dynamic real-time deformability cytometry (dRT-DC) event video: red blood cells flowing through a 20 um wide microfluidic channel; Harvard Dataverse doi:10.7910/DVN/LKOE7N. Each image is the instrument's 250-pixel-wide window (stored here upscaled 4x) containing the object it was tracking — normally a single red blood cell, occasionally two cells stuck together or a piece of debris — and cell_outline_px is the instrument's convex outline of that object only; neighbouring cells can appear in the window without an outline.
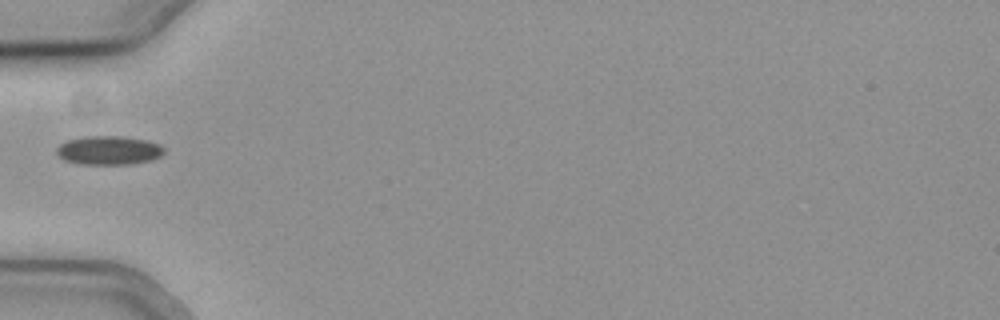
{"species": "common noctule bat (a hibernating species)", "species_latin": "Nyctalus noctula", "temperature_condition": "cold", "stored_images_in_passage": 6, "camera_frame_rate_fps": 3000, "um_per_image_px": 0.085, "animal": {"sex": "female", "body_mass_g": 19.3, "forearm_length_mm": 54.1}, "frame": {"image": 1, "passage_image": 1, "time_ms": 0.0, "image_size_px": [1000, 320], "cell_outline_px": [[164, 152], [160, 156], [152, 160], [132, 164], [80, 164], [64, 160], [56, 152], [56, 148], [60, 144], [68, 140], [84, 136], [120, 136], [148, 140], [160, 144], [164, 148]], "centroid_in_image_um": [9.26, 12.77], "position_along_channel_um": 75.7, "area_um2": 18.15}}
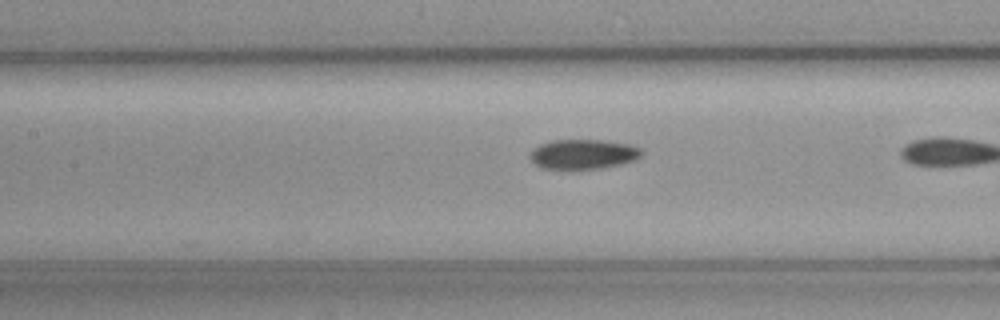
{"frame": {"image": 2, "passage_image": 5, "time_ms": 1.333, "image_size_px": [1000, 320], "cell_outline_px": [[644, 152], [636, 160], [604, 168], [576, 172], [564, 172], [540, 168], [532, 160], [532, 152], [540, 144], [552, 140], [604, 140], [632, 144], [640, 148]], "centroid_in_image_um": [49.6, 13.16], "position_along_channel_um": 157.8, "area_um2": 20.23}}